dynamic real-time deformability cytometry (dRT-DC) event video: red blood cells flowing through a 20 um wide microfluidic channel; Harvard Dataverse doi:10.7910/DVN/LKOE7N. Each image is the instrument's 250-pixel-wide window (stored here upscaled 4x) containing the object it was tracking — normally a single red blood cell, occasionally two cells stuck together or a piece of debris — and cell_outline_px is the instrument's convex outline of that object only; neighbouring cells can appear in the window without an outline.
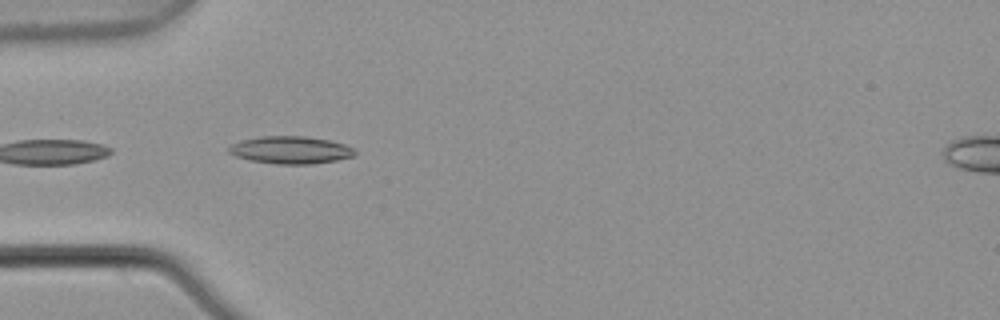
{"species": "common noctule bat (a hibernating species)", "species_latin": "Nyctalus noctula", "temperature_condition": "warm", "stored_images_in_passage": 8, "camera_frame_rate_fps": 3000, "um_per_image_px": 0.085, "animal": {"sex": "male", "body_mass_g": 21.5, "forearm_length_mm": 52.0}, "frame": {"image": 1, "passage_image": 5, "time_ms": 1.333, "image_size_px": [1000, 320], "cell_outline_px": [[356, 156], [336, 160], [312, 164], [276, 164], [248, 160], [236, 156], [228, 152], [228, 148], [232, 144], [240, 140], [260, 136], [304, 136], [328, 140], [344, 144], [356, 148]], "centroid_in_image_um": [24.71, 12.75], "position_along_channel_um": 60.3, "area_um2": 20.35}}
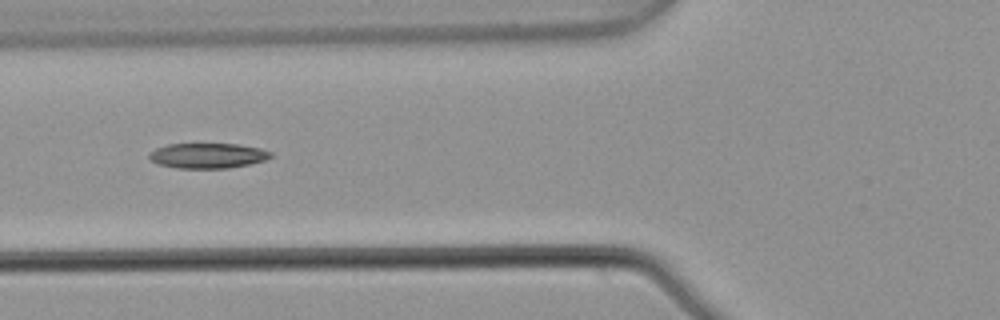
{"frame": {"image": 2, "passage_image": 6, "time_ms": 1.667, "image_size_px": [1000, 320], "cell_outline_px": [[272, 156], [264, 160], [248, 164], [224, 168], [176, 168], [160, 164], [152, 160], [148, 156], [156, 148], [168, 144], [240, 144], [260, 148], [272, 152]], "centroid_in_image_um": [17.67, 13.22], "position_along_channel_um": 108.1, "area_um2": 17.57}}
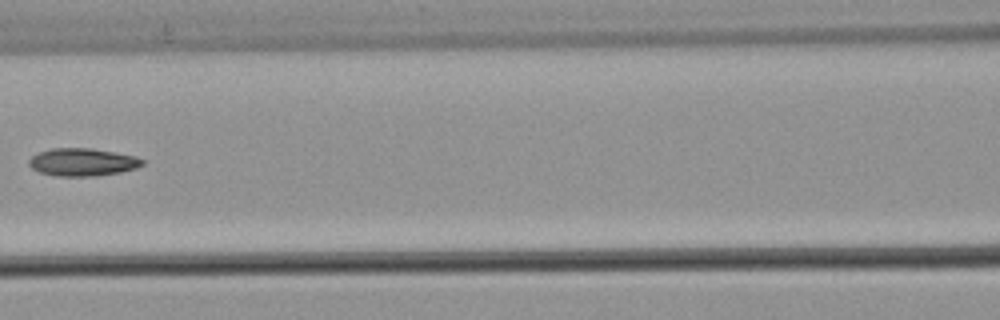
{"frame": {"image": 3, "passage_image": 7, "time_ms": 2.0, "image_size_px": [1000, 320], "cell_outline_px": [[144, 164], [136, 168], [120, 172], [96, 176], [60, 176], [40, 172], [32, 168], [28, 164], [28, 160], [32, 156], [40, 152], [52, 148], [92, 148], [136, 156], [144, 160]], "centroid_in_image_um": [7.03, 13.77], "position_along_channel_um": 159.6, "area_um2": 18.26}}